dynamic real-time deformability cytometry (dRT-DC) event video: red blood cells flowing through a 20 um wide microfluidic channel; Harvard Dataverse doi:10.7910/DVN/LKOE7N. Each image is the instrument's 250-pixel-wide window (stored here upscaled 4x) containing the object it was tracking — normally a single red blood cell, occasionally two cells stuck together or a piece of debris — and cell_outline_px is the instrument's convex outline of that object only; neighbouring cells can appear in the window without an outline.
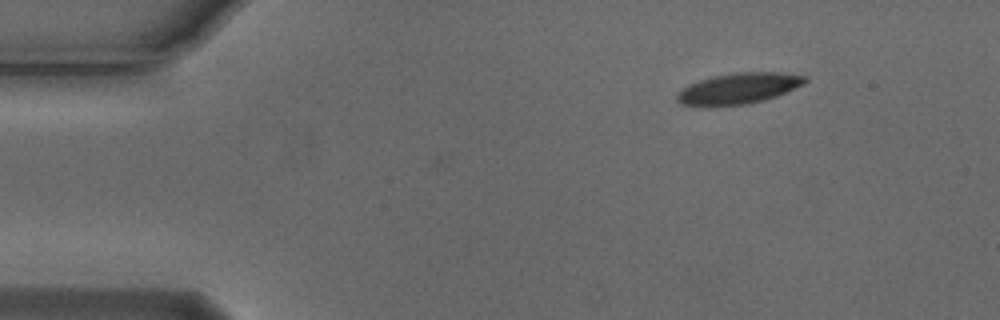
{"species": "Egyptian fruit bat (a non-hibernating species)", "species_latin": "Rousettus aegyptiacus", "temperature_condition": "cold", "stored_images_in_passage": 2, "camera_frame_rate_fps": 3000, "um_per_image_px": 0.085, "animal": {"sex": "male"}, "frame": {"image": 1, "passage_image": 2, "time_ms": 0.333, "image_size_px": [1000, 320], "cell_outline_px": [[808, 80], [804, 84], [776, 96], [764, 100], [748, 104], [704, 108], [680, 104], [676, 100], [676, 92], [688, 84], [712, 76], [736, 72], [780, 72], [808, 76]], "centroid_in_image_um": [62.72, 7.54], "position_along_channel_um": 22.3, "area_um2": 23.7}}